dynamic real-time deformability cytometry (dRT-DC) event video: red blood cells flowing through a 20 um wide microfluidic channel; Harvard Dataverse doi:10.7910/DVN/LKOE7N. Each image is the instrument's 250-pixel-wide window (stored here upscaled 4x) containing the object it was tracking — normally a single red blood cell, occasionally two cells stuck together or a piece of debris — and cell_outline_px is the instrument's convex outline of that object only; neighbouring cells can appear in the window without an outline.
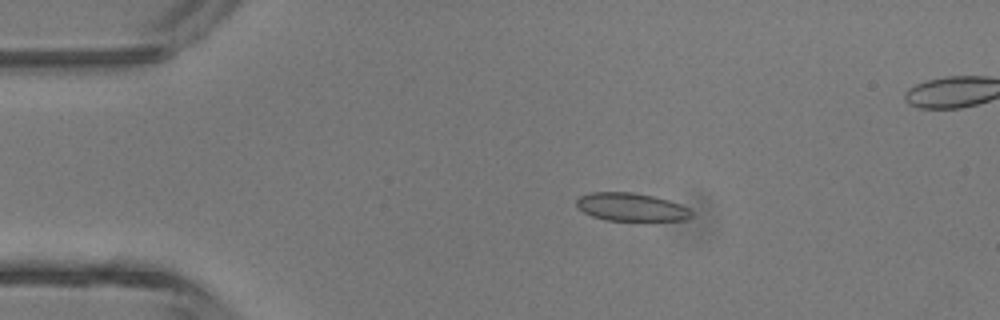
{"species": "common noctule bat (a hibernating species)", "species_latin": "Nyctalus noctula", "temperature_condition": "room temperature", "stored_images_in_passage": 5, "camera_frame_rate_fps": 3000, "um_per_image_px": 0.085, "animal": {"sex": "male", "body_mass_g": 13.3}, "frame": {"image": 1, "passage_image": 3, "time_ms": 2.333, "image_size_px": [1000, 320], "cell_outline_px": [[692, 216], [684, 220], [604, 220], [592, 216], [576, 208], [576, 200], [580, 196], [588, 192], [632, 192], [656, 196], [680, 204], [688, 208], [692, 212]], "centroid_in_image_um": [53.61, 17.59], "position_along_channel_um": 31.4, "area_um2": 18.9}}